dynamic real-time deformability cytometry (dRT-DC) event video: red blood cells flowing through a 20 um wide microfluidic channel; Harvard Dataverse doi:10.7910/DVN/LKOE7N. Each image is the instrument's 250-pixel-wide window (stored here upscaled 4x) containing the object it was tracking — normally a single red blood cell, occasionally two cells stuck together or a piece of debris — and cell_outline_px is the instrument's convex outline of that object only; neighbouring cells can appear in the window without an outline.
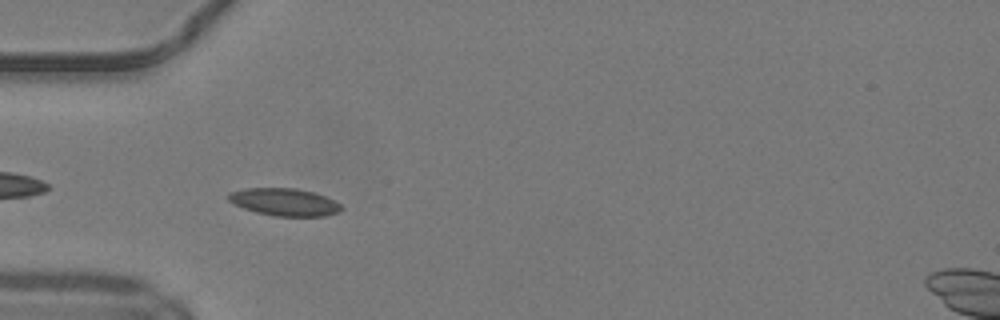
{"species": "common noctule bat (a hibernating species)", "species_latin": "Nyctalus noctula", "temperature_condition": "warm", "stored_images_in_passage": 33, "camera_frame_rate_fps": 3000, "um_per_image_px": 0.085, "animal": {"sex": "male", "body_mass_g": 19.2, "forearm_length_mm": 51.8}, "frame": {"image": 1, "passage_image": 2, "time_ms": 0.333, "image_size_px": [1000, 320], "cell_outline_px": [[344, 208], [336, 212], [324, 216], [272, 216], [256, 212], [244, 208], [228, 200], [228, 192], [244, 188], [296, 188], [312, 192], [324, 196], [340, 204]], "centroid_in_image_um": [24.14, 17.17], "position_along_channel_um": 60.9, "area_um2": 17.92}}
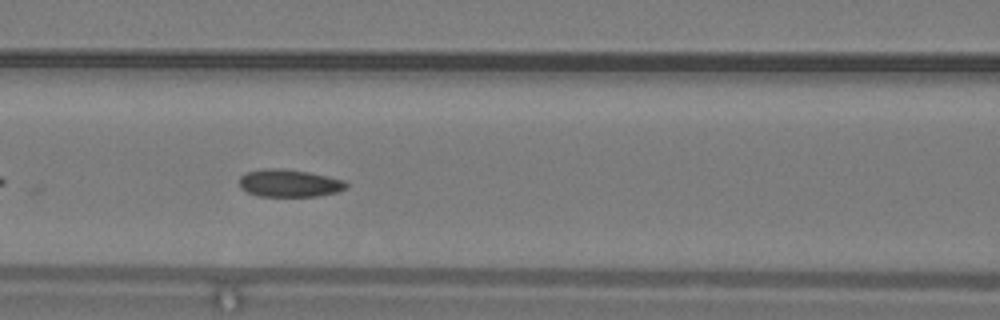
{"frame": {"image": 2, "passage_image": 8, "time_ms": 2.333, "image_size_px": [1000, 320], "cell_outline_px": [[348, 188], [336, 192], [316, 196], [260, 196], [248, 192], [240, 188], [240, 176], [248, 172], [264, 168], [280, 168], [308, 172], [328, 176], [344, 180], [348, 184]], "centroid_in_image_um": [24.6, 15.56], "position_along_channel_um": 142.0, "area_um2": 17.11}}
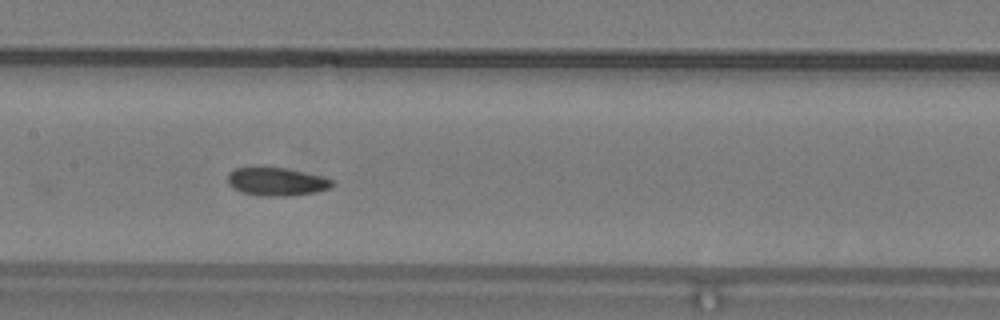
{"frame": {"image": 3, "passage_image": 11, "time_ms": 3.333, "image_size_px": [1000, 320], "cell_outline_px": [[336, 184], [332, 188], [316, 192], [292, 196], [260, 196], [244, 192], [232, 188], [228, 184], [228, 172], [236, 168], [284, 168], [304, 172], [336, 180]], "centroid_in_image_um": [23.57, 15.46], "position_along_channel_um": 183.8, "area_um2": 17.22}}